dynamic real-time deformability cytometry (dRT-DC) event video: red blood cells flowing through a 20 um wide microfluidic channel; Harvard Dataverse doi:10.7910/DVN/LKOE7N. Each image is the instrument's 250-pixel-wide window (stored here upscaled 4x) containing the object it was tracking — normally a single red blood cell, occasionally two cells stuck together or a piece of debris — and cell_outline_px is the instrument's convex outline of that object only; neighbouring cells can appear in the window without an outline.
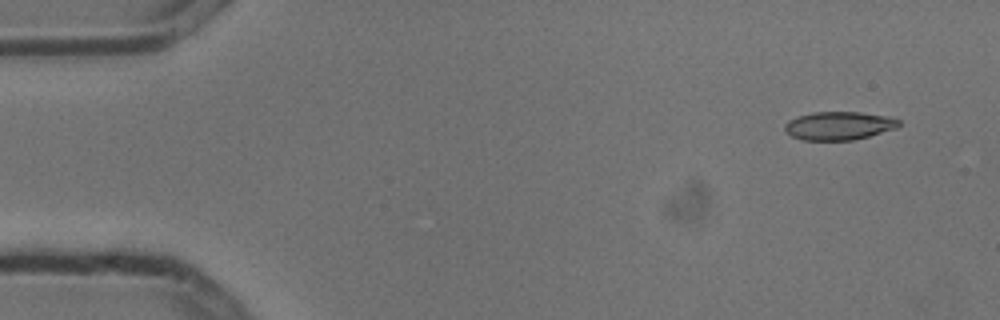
{"species": "common noctule bat (a hibernating species)", "species_latin": "Nyctalus noctula", "temperature_condition": "cold", "stored_images_in_passage": 4, "camera_frame_rate_fps": 3000, "um_per_image_px": 0.085, "animal": {"sex": "male", "body_mass_g": 13.3}, "frame": {"image": 1, "passage_image": 1, "time_ms": 0.0, "image_size_px": [1000, 320], "cell_outline_px": [[900, 124], [896, 128], [868, 136], [852, 140], [804, 140], [792, 136], [784, 128], [784, 124], [788, 120], [812, 112], [860, 112], [888, 116], [900, 120]], "centroid_in_image_um": [71.31, 10.68], "position_along_channel_um": 13.7, "area_um2": 18.67}}